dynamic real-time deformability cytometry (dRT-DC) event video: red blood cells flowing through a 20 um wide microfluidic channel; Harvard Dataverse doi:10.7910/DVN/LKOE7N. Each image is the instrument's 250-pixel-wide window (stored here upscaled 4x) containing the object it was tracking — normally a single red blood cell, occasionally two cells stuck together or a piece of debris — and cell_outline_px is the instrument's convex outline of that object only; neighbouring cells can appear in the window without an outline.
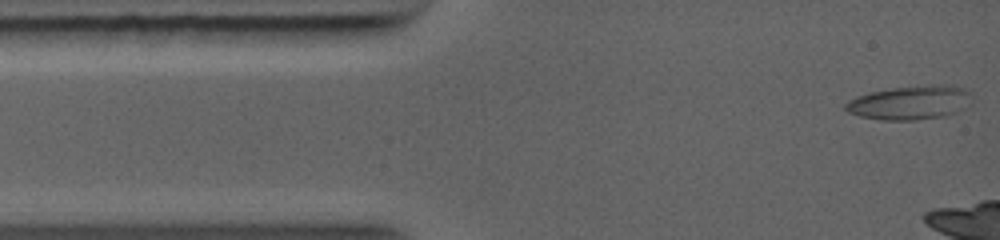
{"species": "common noctule bat (a hibernating species)", "species_latin": "Nyctalus noctula", "temperature_condition": "warm", "stored_images_in_passage": 11, "camera_frame_rate_fps": 5000, "um_per_image_px": 0.085, "animal": {"sex": "female", "body_mass_g": 19.0, "forearm_length_mm": 56.7}, "frame": {"image": 1, "passage_image": 1, "time_ms": 0.0, "image_size_px": [1000, 240], "cell_outline_px": [[972, 104], [964, 108], [944, 116], [916, 120], [880, 120], [860, 116], [848, 112], [844, 108], [844, 104], [848, 100], [856, 96], [872, 92], [892, 88], [932, 84], [952, 84], [964, 88], [972, 96]], "centroid_in_image_um": [77.39, 8.71], "position_along_channel_um": 7.6, "area_um2": 25.26}}
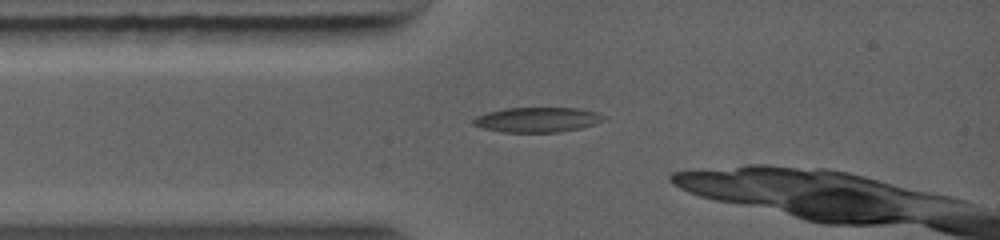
{"frame": {"image": 2, "passage_image": 7, "time_ms": 2.0, "image_size_px": [1000, 240], "cell_outline_px": [[604, 120], [596, 124], [580, 128], [556, 132], [504, 132], [484, 128], [472, 124], [472, 120], [476, 116], [488, 112], [504, 108], [580, 108], [596, 112], [604, 116]], "centroid_in_image_um": [45.67, 10.17], "position_along_channel_um": 39.3, "area_um2": 18.84}}
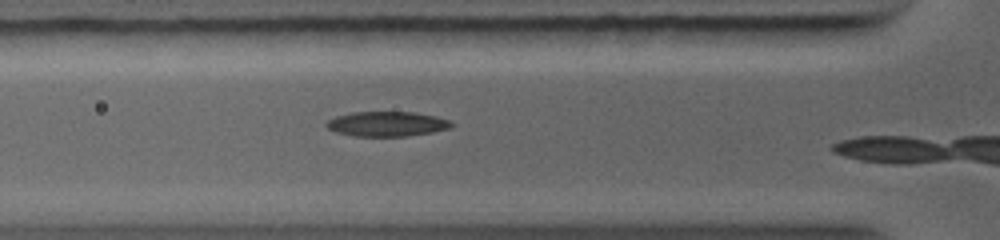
{"frame": {"image": 3, "passage_image": 10, "time_ms": 3.2, "image_size_px": [1000, 240], "cell_outline_px": [[452, 128], [432, 132], [404, 136], [356, 136], [336, 132], [328, 128], [324, 124], [328, 120], [336, 116], [352, 112], [412, 112], [436, 116], [448, 120], [452, 124]], "centroid_in_image_um": [32.87, 10.53], "position_along_channel_um": 92.9, "area_um2": 17.98}}